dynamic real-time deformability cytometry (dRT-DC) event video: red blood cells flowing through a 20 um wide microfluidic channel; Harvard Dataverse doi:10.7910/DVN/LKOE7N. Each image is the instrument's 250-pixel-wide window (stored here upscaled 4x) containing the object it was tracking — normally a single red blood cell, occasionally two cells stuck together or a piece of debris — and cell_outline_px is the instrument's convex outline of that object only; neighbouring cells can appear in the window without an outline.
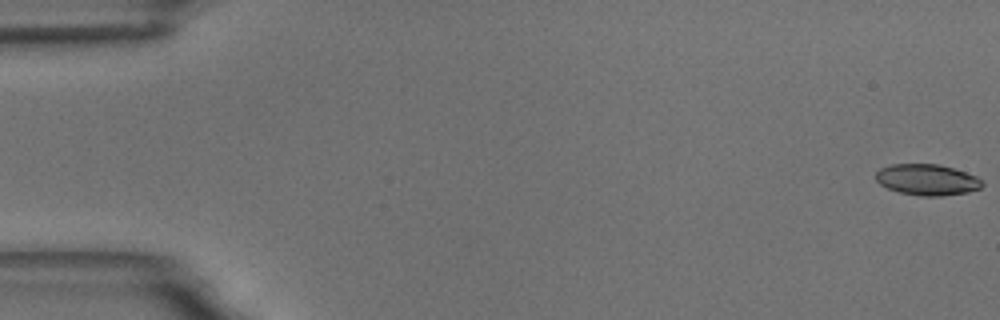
{"species": "common noctule bat (a hibernating species)", "species_latin": "Nyctalus noctula", "temperature_condition": "room temperature", "stored_images_in_passage": 6, "camera_frame_rate_fps": 3000, "um_per_image_px": 0.085, "animal": {"sex": "male", "body_mass_g": 18.8}, "frame": {"image": 1, "passage_image": 1, "time_ms": 0.0, "image_size_px": [1000, 320], "cell_outline_px": [[984, 184], [980, 188], [968, 192], [940, 196], [920, 196], [900, 192], [888, 188], [880, 184], [876, 180], [876, 172], [880, 168], [892, 164], [936, 164], [952, 168], [976, 176]], "centroid_in_image_um": [78.78, 15.28], "position_along_channel_um": 6.2, "area_um2": 19.07}}
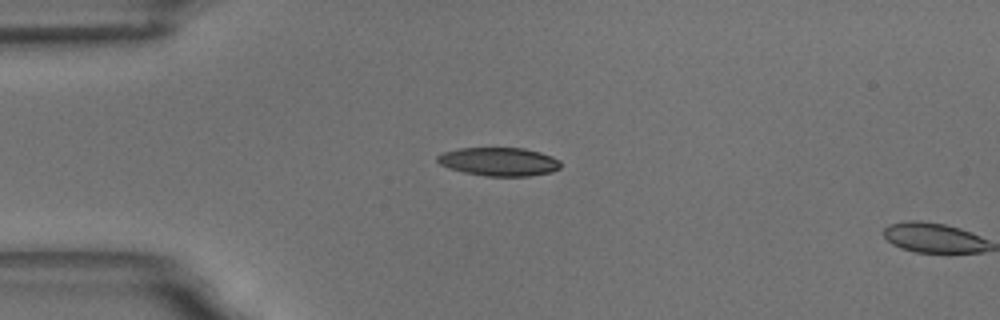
{"frame": {"image": 2, "passage_image": 5, "time_ms": 4.667, "image_size_px": [1000, 320], "cell_outline_px": [[560, 168], [552, 172], [528, 176], [484, 176], [464, 172], [448, 168], [440, 164], [436, 160], [436, 156], [444, 152], [460, 148], [524, 148], [540, 152], [552, 156], [560, 160]], "centroid_in_image_um": [42.42, 13.74], "position_along_channel_um": 42.6, "area_um2": 20.52}}